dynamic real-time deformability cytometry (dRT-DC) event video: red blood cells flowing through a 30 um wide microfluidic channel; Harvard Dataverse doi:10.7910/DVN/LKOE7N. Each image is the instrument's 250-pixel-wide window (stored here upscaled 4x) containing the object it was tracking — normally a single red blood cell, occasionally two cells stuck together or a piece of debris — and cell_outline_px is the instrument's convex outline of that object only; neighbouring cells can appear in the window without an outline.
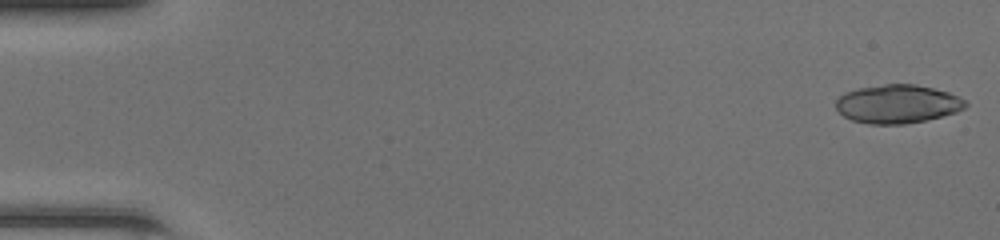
{"species": "common noctule bat (a hibernating species)", "species_latin": "Nyctalus noctula", "temperature_condition": "room temperature", "stored_images_in_passage": 47, "segment_of_instrument_passage": [1, 2], "camera_frame_rate_fps": 3000, "um_per_image_px": 0.085, "animal": {"sex": "female", "body_mass_g": 20.0, "forearm_length_mm": 54.0}, "frame": {"image": 1, "passage_image": 1, "time_ms": 0.0, "image_size_px": [1000, 240], "cell_outline_px": [[968, 104], [964, 108], [956, 112], [924, 120], [904, 124], [868, 124], [852, 120], [844, 116], [836, 108], [836, 100], [844, 92], [856, 88], [884, 84], [916, 84], [948, 92], [960, 96], [968, 100]], "centroid_in_image_um": [76.29, 8.83], "position_along_channel_um": 8.7, "area_um2": 29.19}}
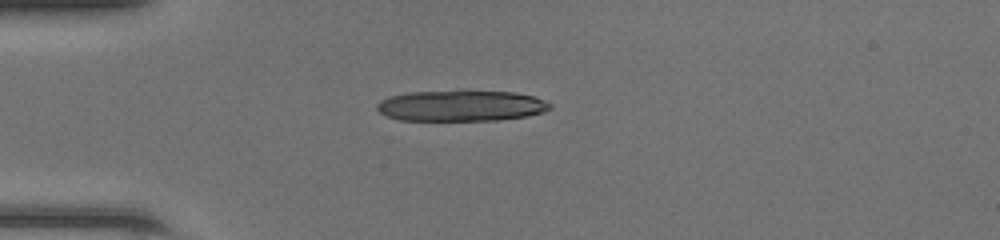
{"frame": {"image": 2, "passage_image": 13, "time_ms": 4.0, "image_size_px": [1000, 240], "cell_outline_px": [[552, 108], [544, 112], [528, 116], [500, 120], [400, 120], [388, 116], [380, 112], [376, 108], [376, 104], [380, 100], [388, 96], [408, 92], [460, 88], [512, 92], [532, 96], [552, 104]], "centroid_in_image_um": [39.18, 8.95], "position_along_channel_um": 45.8, "area_um2": 32.25}}